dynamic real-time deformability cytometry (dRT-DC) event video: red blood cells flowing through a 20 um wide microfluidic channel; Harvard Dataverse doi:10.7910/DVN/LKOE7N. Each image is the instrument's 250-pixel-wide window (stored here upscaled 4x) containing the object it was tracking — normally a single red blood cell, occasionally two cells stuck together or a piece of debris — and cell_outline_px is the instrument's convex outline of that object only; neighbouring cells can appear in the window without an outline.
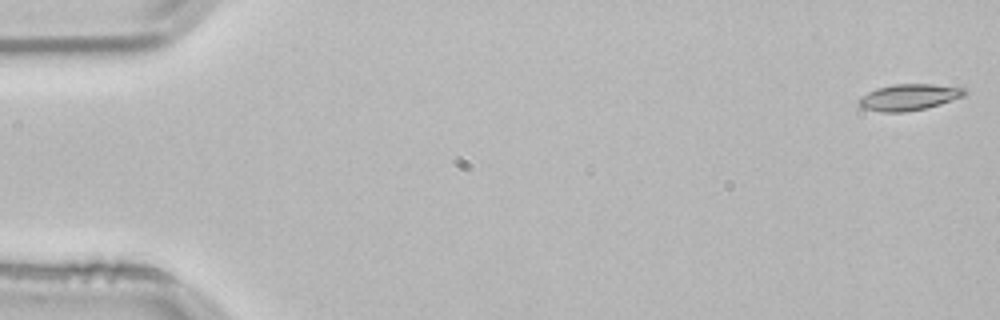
{"species": "common noctule bat (a hibernating species)", "species_latin": "Nyctalus noctula", "temperature_condition": "room temperature", "stored_images_in_passage": 15, "camera_frame_rate_fps": 3000, "um_per_image_px": 0.085, "animal": {"sex": "male", "body_mass_g": 21.5, "forearm_length_mm": 52.0}, "frame": {"image": 1, "passage_image": 1, "time_ms": 0.0, "image_size_px": [1000, 320], "cell_outline_px": [[968, 92], [964, 96], [940, 104], [924, 108], [904, 112], [884, 112], [864, 108], [856, 100], [860, 96], [876, 88], [896, 84], [932, 84], [964, 88]], "centroid_in_image_um": [77.26, 8.25], "position_along_channel_um": 7.7, "area_um2": 16.07}}